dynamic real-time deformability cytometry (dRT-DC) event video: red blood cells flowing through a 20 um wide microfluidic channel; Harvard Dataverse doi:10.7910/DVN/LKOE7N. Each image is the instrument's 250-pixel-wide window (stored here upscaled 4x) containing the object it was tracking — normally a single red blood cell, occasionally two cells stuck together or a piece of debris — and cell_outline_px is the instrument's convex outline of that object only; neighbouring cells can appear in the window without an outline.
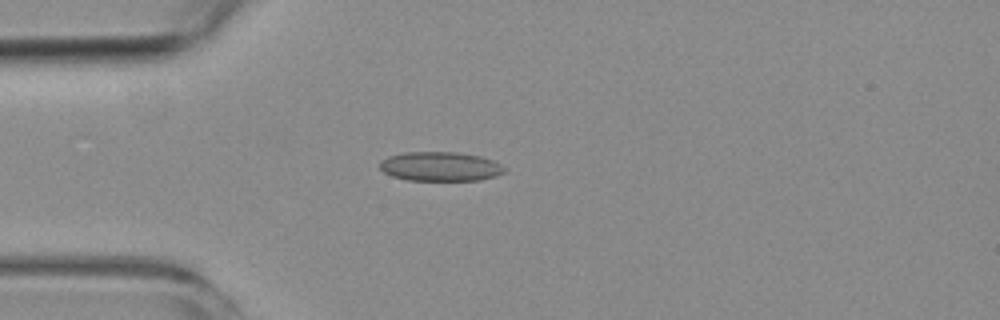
{"species": "common noctule bat (a hibernating species)", "species_latin": "Nyctalus noctula", "temperature_condition": "room temperature", "stored_images_in_passage": 3, "camera_frame_rate_fps": 3000, "um_per_image_px": 0.085, "animal": {"sex": "female", "body_mass_g": 19.3, "forearm_length_mm": 54.1}, "frame": {"image": 1, "passage_image": 3, "time_ms": 2.333, "image_size_px": [1000, 320], "cell_outline_px": [[508, 168], [504, 172], [496, 176], [480, 180], [408, 180], [392, 176], [384, 172], [380, 168], [380, 160], [388, 156], [404, 152], [456, 152], [480, 156], [492, 160]], "centroid_in_image_um": [37.43, 14.15], "position_along_channel_um": 47.6, "area_um2": 21.33}}